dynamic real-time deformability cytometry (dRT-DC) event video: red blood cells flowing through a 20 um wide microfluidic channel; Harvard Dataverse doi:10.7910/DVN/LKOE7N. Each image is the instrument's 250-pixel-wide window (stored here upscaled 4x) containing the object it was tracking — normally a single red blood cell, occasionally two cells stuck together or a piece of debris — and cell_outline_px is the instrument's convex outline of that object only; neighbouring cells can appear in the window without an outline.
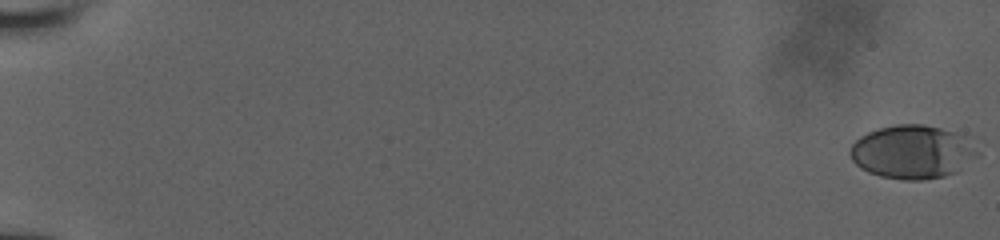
{"species": "human", "species_latin": "Homo sapiens", "temperature_condition": "room temperature", "stored_images_in_passage": 46, "camera_frame_rate_fps": 3000, "um_per_image_px": 0.085, "donor": {"sex": "male"}, "frame": {"image": 1, "passage_image": 1, "time_ms": 0.0, "image_size_px": [1000, 240], "cell_outline_px": [[956, 172], [944, 176], [924, 180], [904, 180], [880, 176], [868, 172], [860, 168], [852, 160], [848, 152], [848, 148], [860, 136], [868, 132], [880, 128], [896, 124], [924, 124], [940, 128], [952, 132]], "centroid_in_image_um": [76.98, 12.93], "position_along_channel_um": 8.0, "area_um2": 35.37}}
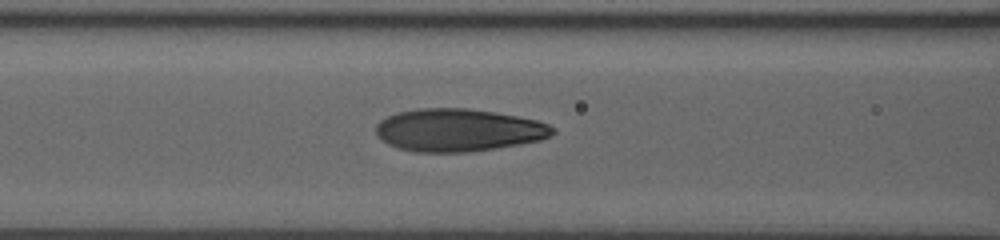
{"frame": {"image": 2, "passage_image": 22, "time_ms": 8.667, "image_size_px": [1000, 240], "cell_outline_px": [[556, 132], [552, 136], [540, 140], [520, 144], [496, 148], [468, 152], [416, 152], [400, 148], [388, 144], [376, 132], [376, 124], [380, 120], [396, 112], [416, 108], [468, 108], [496, 112], [536, 120], [548, 124], [556, 128]], "centroid_in_image_um": [38.99, 11.05], "position_along_channel_um": 127.6, "area_um2": 44.04}}
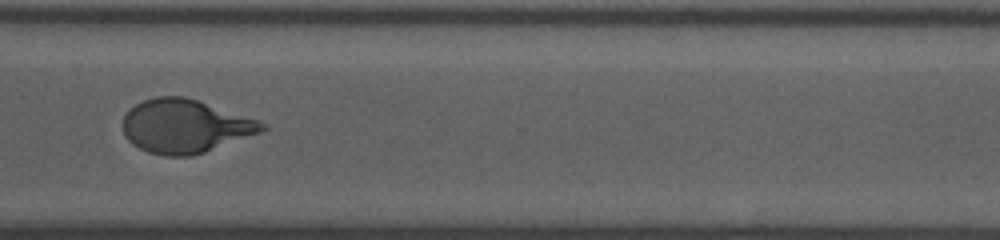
{"frame": {"image": 3, "passage_image": 45, "time_ms": 14.333, "image_size_px": [1000, 240], "cell_outline_px": [[268, 128], [260, 132], [204, 152], [192, 156], [164, 156], [148, 152], [132, 144], [124, 136], [120, 124], [124, 116], [136, 104], [144, 100], [156, 96], [184, 96], [260, 120], [268, 124]], "centroid_in_image_um": [15.71, 10.72], "position_along_channel_um": 354.9, "area_um2": 43.47}}